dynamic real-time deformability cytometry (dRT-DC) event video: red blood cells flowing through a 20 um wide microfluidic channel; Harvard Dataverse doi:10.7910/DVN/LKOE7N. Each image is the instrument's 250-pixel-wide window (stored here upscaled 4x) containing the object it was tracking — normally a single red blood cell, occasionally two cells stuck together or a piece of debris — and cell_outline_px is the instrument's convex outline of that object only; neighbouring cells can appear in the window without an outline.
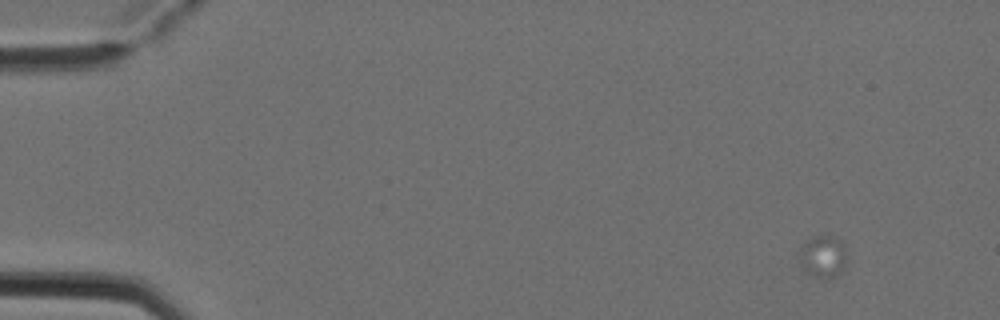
{"species": "Egyptian fruit bat (a non-hibernating species)", "species_latin": "Rousettus aegyptiacus", "temperature_condition": "cold", "stored_images_in_passage": 4, "camera_frame_rate_fps": 3000, "um_per_image_px": 0.085, "animal": {"sex": "female"}, "frame": {"image": 1, "passage_image": 1, "time_ms": 0.0, "image_size_px": [1000, 320], "cell_outline_px": [[844, 264], [840, 272], [832, 276], [812, 276], [804, 272], [804, 244], [812, 236], [836, 236], [844, 244]], "centroid_in_image_um": [70.01, 21.76], "position_along_channel_um": 15.0, "area_um2": 10.64}}